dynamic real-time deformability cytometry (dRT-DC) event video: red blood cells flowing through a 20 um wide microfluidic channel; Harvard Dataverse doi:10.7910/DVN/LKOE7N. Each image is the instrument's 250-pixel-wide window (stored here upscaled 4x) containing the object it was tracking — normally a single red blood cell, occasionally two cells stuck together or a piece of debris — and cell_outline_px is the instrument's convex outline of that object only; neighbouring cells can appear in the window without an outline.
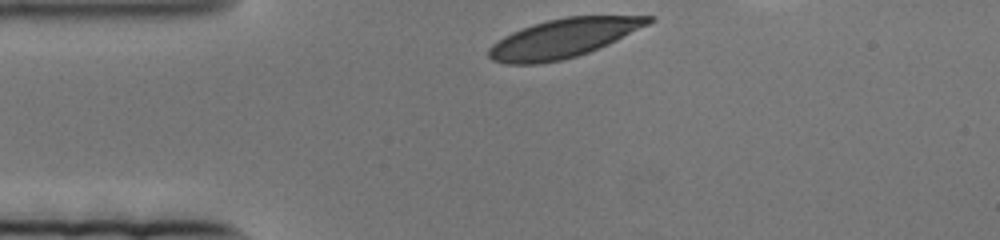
{"species": "human", "species_latin": "Homo sapiens", "temperature_condition": "cold", "stored_images_in_passage": 51, "camera_frame_rate_fps": 3000, "um_per_image_px": 0.085, "donor": {"sex": "female"}, "frame": {"image": 1, "passage_image": 1, "time_ms": 0.0, "image_size_px": [1000, 240], "cell_outline_px": [[656, 20], [608, 44], [588, 52], [576, 56], [560, 60], [536, 64], [504, 64], [492, 60], [488, 56], [488, 48], [492, 44], [504, 36], [512, 32], [532, 24], [564, 16], [656, 16]], "centroid_in_image_um": [47.85, 3.25], "position_along_channel_um": 37.1, "area_um2": 35.95}}
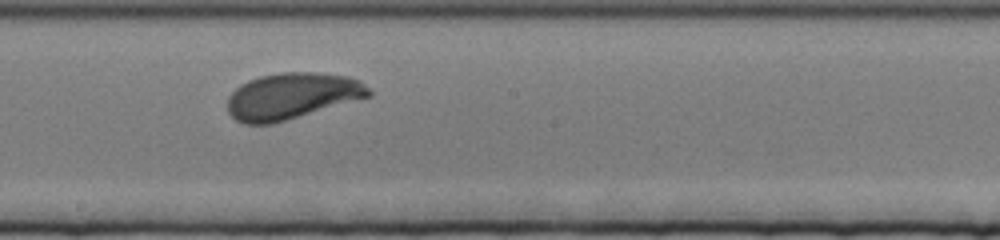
{"frame": {"image": 2, "passage_image": 28, "time_ms": 9.0, "image_size_px": [1000, 240], "cell_outline_px": [[372, 96], [272, 124], [244, 124], [236, 120], [228, 112], [228, 96], [240, 84], [248, 80], [260, 76], [280, 72], [316, 72], [348, 76], [360, 80], [372, 92]], "centroid_in_image_um": [24.81, 8.16], "position_along_channel_um": 223.4, "area_um2": 38.26}}
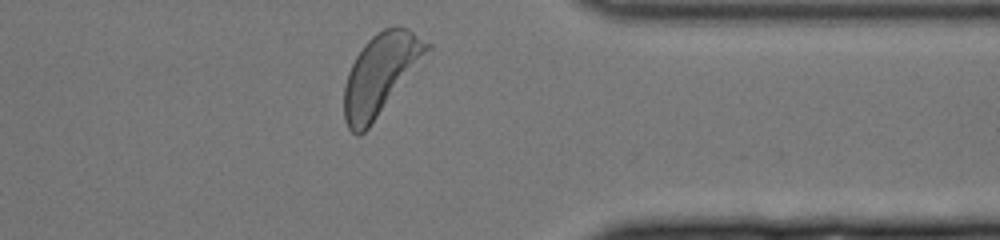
{"frame": {"image": 3, "passage_image": 49, "time_ms": 16.0, "image_size_px": [1000, 240], "cell_outline_px": [[432, 48], [368, 128], [360, 136], [356, 136], [348, 128], [344, 120], [344, 84], [348, 72], [356, 56], [364, 44], [376, 32], [384, 28], [408, 28], [432, 44]], "centroid_in_image_um": [32.33, 6.31], "position_along_channel_um": 379.1, "area_um2": 38.49}}